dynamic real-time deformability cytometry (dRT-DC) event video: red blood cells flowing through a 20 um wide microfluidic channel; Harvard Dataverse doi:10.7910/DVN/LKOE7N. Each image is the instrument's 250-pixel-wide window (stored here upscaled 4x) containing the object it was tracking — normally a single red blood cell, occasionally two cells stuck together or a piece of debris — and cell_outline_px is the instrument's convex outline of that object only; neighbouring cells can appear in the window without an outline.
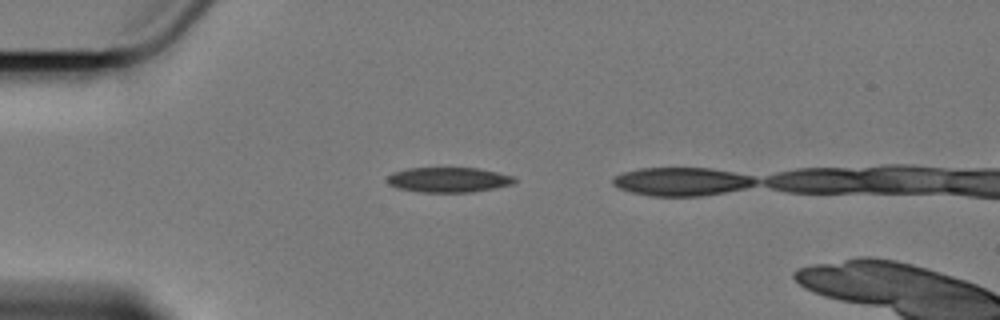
{"species": "Egyptian fruit bat (a non-hibernating species)", "species_latin": "Rousettus aegyptiacus", "temperature_condition": "cold", "stored_images_in_passage": 2, "camera_frame_rate_fps": 3000, "um_per_image_px": 0.085, "animal": {"sex": "female"}, "frame": {"image": 1, "passage_image": 1, "time_ms": 0.0, "image_size_px": [1000, 320], "cell_outline_px": [[516, 180], [512, 184], [496, 188], [472, 192], [420, 192], [396, 188], [388, 184], [388, 176], [392, 172], [408, 168], [476, 168], [496, 172], [512, 176]], "centroid_in_image_um": [38.09, 15.28], "position_along_channel_um": 46.9, "area_um2": 18.5}}